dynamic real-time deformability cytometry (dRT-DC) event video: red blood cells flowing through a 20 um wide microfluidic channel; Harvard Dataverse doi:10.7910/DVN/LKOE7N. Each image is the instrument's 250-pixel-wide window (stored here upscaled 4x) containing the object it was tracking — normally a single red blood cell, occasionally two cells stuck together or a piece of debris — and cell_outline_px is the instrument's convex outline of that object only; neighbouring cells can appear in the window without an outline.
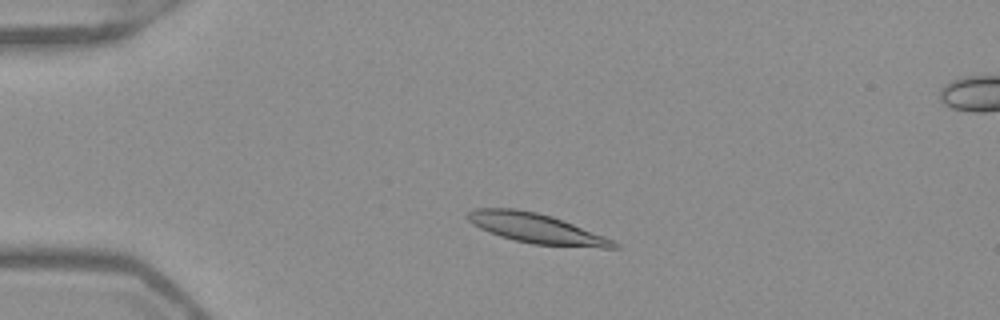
{"species": "Egyptian fruit bat (a non-hibernating species)", "species_latin": "Rousettus aegyptiacus", "temperature_condition": "warm", "stored_images_in_passage": 44, "camera_frame_rate_fps": 3000, "um_per_image_px": 0.085, "frame": {"image": 1, "passage_image": 4, "time_ms": 1.0, "image_size_px": [1000, 320], "cell_outline_px": [[620, 248], [600, 248], [532, 244], [500, 236], [488, 232], [472, 224], [464, 216], [468, 212], [476, 208], [516, 208], [536, 212], [552, 216], [604, 236], [620, 244]], "centroid_in_image_um": [45.57, 19.41], "position_along_channel_um": 39.4, "area_um2": 25.37}}
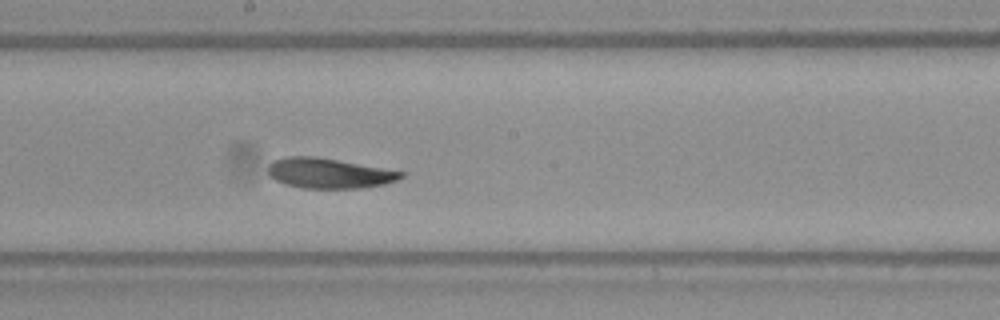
{"frame": {"image": 2, "passage_image": 21, "time_ms": 6.667, "image_size_px": [1000, 320], "cell_outline_px": [[408, 172], [404, 176], [396, 180], [384, 184], [364, 188], [304, 188], [284, 184], [268, 176], [268, 164], [272, 160], [288, 156], [316, 156]], "centroid_in_image_um": [27.96, 14.72], "position_along_channel_um": 220.2, "area_um2": 23.64}}
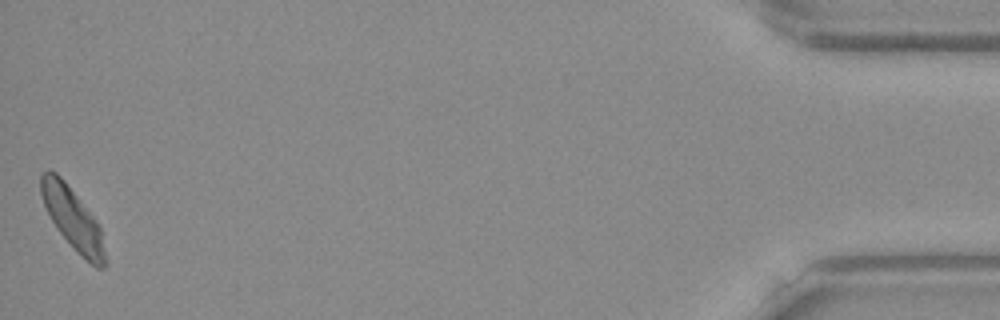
{"frame": {"image": 3, "passage_image": 44, "time_ms": 14.333, "image_size_px": [1000, 320], "cell_outline_px": [[108, 264], [104, 268], [96, 268], [76, 252], [60, 232], [52, 220], [44, 204], [40, 192], [40, 176], [48, 168], [56, 172], [64, 180], [96, 220], [100, 228]], "centroid_in_image_um": [6.19, 18.61], "position_along_channel_um": 429.0, "area_um2": 22.89}, "authors_computed_cell_mechanics": {"area_um2": 23.9292, "velocity_mm_per_s": 3.8794, "shape_relaxation_time_tau1_ms": 2.439, "shape_relaxation_time_tau2_ms": 2.1625, "deformation_change_tau1": 0.1409, "deformation_change_tau2": 0.0805}}